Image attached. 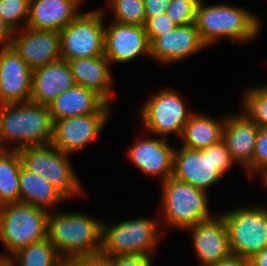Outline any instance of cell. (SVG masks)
<instances>
[{
  "label": "cell",
  "mask_w": 267,
  "mask_h": 266,
  "mask_svg": "<svg viewBox=\"0 0 267 266\" xmlns=\"http://www.w3.org/2000/svg\"><path fill=\"white\" fill-rule=\"evenodd\" d=\"M261 175L263 179L267 175V127H260L253 155V174Z\"/></svg>",
  "instance_id": "1f68e13d"
},
{
  "label": "cell",
  "mask_w": 267,
  "mask_h": 266,
  "mask_svg": "<svg viewBox=\"0 0 267 266\" xmlns=\"http://www.w3.org/2000/svg\"><path fill=\"white\" fill-rule=\"evenodd\" d=\"M161 184L160 210L165 225L161 224L165 228L186 230L215 216L209 211L207 191L172 176Z\"/></svg>",
  "instance_id": "5b68a950"
},
{
  "label": "cell",
  "mask_w": 267,
  "mask_h": 266,
  "mask_svg": "<svg viewBox=\"0 0 267 266\" xmlns=\"http://www.w3.org/2000/svg\"><path fill=\"white\" fill-rule=\"evenodd\" d=\"M172 0H144L146 18L165 13Z\"/></svg>",
  "instance_id": "d590c367"
},
{
  "label": "cell",
  "mask_w": 267,
  "mask_h": 266,
  "mask_svg": "<svg viewBox=\"0 0 267 266\" xmlns=\"http://www.w3.org/2000/svg\"><path fill=\"white\" fill-rule=\"evenodd\" d=\"M74 85L68 61L60 59L32 71L30 101L48 106L61 93Z\"/></svg>",
  "instance_id": "44dd1931"
},
{
  "label": "cell",
  "mask_w": 267,
  "mask_h": 266,
  "mask_svg": "<svg viewBox=\"0 0 267 266\" xmlns=\"http://www.w3.org/2000/svg\"><path fill=\"white\" fill-rule=\"evenodd\" d=\"M235 164L223 139L203 150L175 149L172 177L206 189L218 183Z\"/></svg>",
  "instance_id": "277c9868"
},
{
  "label": "cell",
  "mask_w": 267,
  "mask_h": 266,
  "mask_svg": "<svg viewBox=\"0 0 267 266\" xmlns=\"http://www.w3.org/2000/svg\"><path fill=\"white\" fill-rule=\"evenodd\" d=\"M112 266H153V256L126 254L110 257Z\"/></svg>",
  "instance_id": "836d02e7"
},
{
  "label": "cell",
  "mask_w": 267,
  "mask_h": 266,
  "mask_svg": "<svg viewBox=\"0 0 267 266\" xmlns=\"http://www.w3.org/2000/svg\"><path fill=\"white\" fill-rule=\"evenodd\" d=\"M157 221L141 217L110 225L102 222L100 253L109 257L126 254L154 256L162 234L158 230L161 222Z\"/></svg>",
  "instance_id": "52a82bcc"
},
{
  "label": "cell",
  "mask_w": 267,
  "mask_h": 266,
  "mask_svg": "<svg viewBox=\"0 0 267 266\" xmlns=\"http://www.w3.org/2000/svg\"><path fill=\"white\" fill-rule=\"evenodd\" d=\"M10 259L16 266H66V261L48 238L18 250Z\"/></svg>",
  "instance_id": "4316f807"
},
{
  "label": "cell",
  "mask_w": 267,
  "mask_h": 266,
  "mask_svg": "<svg viewBox=\"0 0 267 266\" xmlns=\"http://www.w3.org/2000/svg\"><path fill=\"white\" fill-rule=\"evenodd\" d=\"M225 118L215 119L201 112H194L184 125L180 139L185 148L203 150L223 138Z\"/></svg>",
  "instance_id": "d4e9b609"
},
{
  "label": "cell",
  "mask_w": 267,
  "mask_h": 266,
  "mask_svg": "<svg viewBox=\"0 0 267 266\" xmlns=\"http://www.w3.org/2000/svg\"><path fill=\"white\" fill-rule=\"evenodd\" d=\"M20 203L50 212L67 199L44 177L27 170L23 165L19 175ZM49 210V211H48Z\"/></svg>",
  "instance_id": "cb8c5ba5"
},
{
  "label": "cell",
  "mask_w": 267,
  "mask_h": 266,
  "mask_svg": "<svg viewBox=\"0 0 267 266\" xmlns=\"http://www.w3.org/2000/svg\"><path fill=\"white\" fill-rule=\"evenodd\" d=\"M11 46L32 71L61 58L60 32L28 27L13 32Z\"/></svg>",
  "instance_id": "4fadbf2b"
},
{
  "label": "cell",
  "mask_w": 267,
  "mask_h": 266,
  "mask_svg": "<svg viewBox=\"0 0 267 266\" xmlns=\"http://www.w3.org/2000/svg\"><path fill=\"white\" fill-rule=\"evenodd\" d=\"M151 55L144 26L113 22L104 29V56L111 64L128 63L140 55Z\"/></svg>",
  "instance_id": "2e32d148"
},
{
  "label": "cell",
  "mask_w": 267,
  "mask_h": 266,
  "mask_svg": "<svg viewBox=\"0 0 267 266\" xmlns=\"http://www.w3.org/2000/svg\"><path fill=\"white\" fill-rule=\"evenodd\" d=\"M251 266H267V248L255 254L251 259Z\"/></svg>",
  "instance_id": "f35d334b"
},
{
  "label": "cell",
  "mask_w": 267,
  "mask_h": 266,
  "mask_svg": "<svg viewBox=\"0 0 267 266\" xmlns=\"http://www.w3.org/2000/svg\"><path fill=\"white\" fill-rule=\"evenodd\" d=\"M167 142L158 136L142 138L128 147V158L141 172L163 182L173 175L175 147Z\"/></svg>",
  "instance_id": "e0dca14e"
},
{
  "label": "cell",
  "mask_w": 267,
  "mask_h": 266,
  "mask_svg": "<svg viewBox=\"0 0 267 266\" xmlns=\"http://www.w3.org/2000/svg\"><path fill=\"white\" fill-rule=\"evenodd\" d=\"M238 206L221 212L233 255L251 259L267 248V206Z\"/></svg>",
  "instance_id": "9c48e42d"
},
{
  "label": "cell",
  "mask_w": 267,
  "mask_h": 266,
  "mask_svg": "<svg viewBox=\"0 0 267 266\" xmlns=\"http://www.w3.org/2000/svg\"><path fill=\"white\" fill-rule=\"evenodd\" d=\"M102 220L80 212H49L47 238L67 262L101 251Z\"/></svg>",
  "instance_id": "3957f363"
},
{
  "label": "cell",
  "mask_w": 267,
  "mask_h": 266,
  "mask_svg": "<svg viewBox=\"0 0 267 266\" xmlns=\"http://www.w3.org/2000/svg\"><path fill=\"white\" fill-rule=\"evenodd\" d=\"M66 266H112V262L109 256L97 253L71 258L66 262Z\"/></svg>",
  "instance_id": "e575fe53"
},
{
  "label": "cell",
  "mask_w": 267,
  "mask_h": 266,
  "mask_svg": "<svg viewBox=\"0 0 267 266\" xmlns=\"http://www.w3.org/2000/svg\"><path fill=\"white\" fill-rule=\"evenodd\" d=\"M76 85L83 86L99 94L110 104L113 85L111 63L103 55L94 58H76L68 60Z\"/></svg>",
  "instance_id": "603a6c76"
},
{
  "label": "cell",
  "mask_w": 267,
  "mask_h": 266,
  "mask_svg": "<svg viewBox=\"0 0 267 266\" xmlns=\"http://www.w3.org/2000/svg\"><path fill=\"white\" fill-rule=\"evenodd\" d=\"M49 212L24 203L0 206V241L10 258L18 250L47 238Z\"/></svg>",
  "instance_id": "8992f818"
},
{
  "label": "cell",
  "mask_w": 267,
  "mask_h": 266,
  "mask_svg": "<svg viewBox=\"0 0 267 266\" xmlns=\"http://www.w3.org/2000/svg\"><path fill=\"white\" fill-rule=\"evenodd\" d=\"M22 165L49 181L66 199L84 191L67 154L52 144L19 149Z\"/></svg>",
  "instance_id": "ba28073f"
},
{
  "label": "cell",
  "mask_w": 267,
  "mask_h": 266,
  "mask_svg": "<svg viewBox=\"0 0 267 266\" xmlns=\"http://www.w3.org/2000/svg\"><path fill=\"white\" fill-rule=\"evenodd\" d=\"M177 25L169 18L167 13H161L155 17L146 18L144 23L145 32L150 44L157 38L174 30Z\"/></svg>",
  "instance_id": "d6a6232c"
},
{
  "label": "cell",
  "mask_w": 267,
  "mask_h": 266,
  "mask_svg": "<svg viewBox=\"0 0 267 266\" xmlns=\"http://www.w3.org/2000/svg\"><path fill=\"white\" fill-rule=\"evenodd\" d=\"M13 31L0 17V47H7L11 45Z\"/></svg>",
  "instance_id": "74e56055"
},
{
  "label": "cell",
  "mask_w": 267,
  "mask_h": 266,
  "mask_svg": "<svg viewBox=\"0 0 267 266\" xmlns=\"http://www.w3.org/2000/svg\"><path fill=\"white\" fill-rule=\"evenodd\" d=\"M110 113L78 115L54 121L51 144L57 149L74 154L92 142L104 129Z\"/></svg>",
  "instance_id": "7c38bea8"
},
{
  "label": "cell",
  "mask_w": 267,
  "mask_h": 266,
  "mask_svg": "<svg viewBox=\"0 0 267 266\" xmlns=\"http://www.w3.org/2000/svg\"><path fill=\"white\" fill-rule=\"evenodd\" d=\"M243 113L259 127H267V85L245 90Z\"/></svg>",
  "instance_id": "83f0119b"
},
{
  "label": "cell",
  "mask_w": 267,
  "mask_h": 266,
  "mask_svg": "<svg viewBox=\"0 0 267 266\" xmlns=\"http://www.w3.org/2000/svg\"><path fill=\"white\" fill-rule=\"evenodd\" d=\"M193 113L176 91L165 88L145 101L140 116L148 134L165 138L171 134L181 137Z\"/></svg>",
  "instance_id": "8fae6325"
},
{
  "label": "cell",
  "mask_w": 267,
  "mask_h": 266,
  "mask_svg": "<svg viewBox=\"0 0 267 266\" xmlns=\"http://www.w3.org/2000/svg\"><path fill=\"white\" fill-rule=\"evenodd\" d=\"M21 167L19 150L0 149V206L20 202Z\"/></svg>",
  "instance_id": "484cf974"
},
{
  "label": "cell",
  "mask_w": 267,
  "mask_h": 266,
  "mask_svg": "<svg viewBox=\"0 0 267 266\" xmlns=\"http://www.w3.org/2000/svg\"><path fill=\"white\" fill-rule=\"evenodd\" d=\"M94 10L80 13L60 31L63 60L104 55L105 12L101 8Z\"/></svg>",
  "instance_id": "30bf717a"
},
{
  "label": "cell",
  "mask_w": 267,
  "mask_h": 266,
  "mask_svg": "<svg viewBox=\"0 0 267 266\" xmlns=\"http://www.w3.org/2000/svg\"><path fill=\"white\" fill-rule=\"evenodd\" d=\"M110 106L93 90L76 84L48 105L53 122L78 115L111 113Z\"/></svg>",
  "instance_id": "7402d4cb"
},
{
  "label": "cell",
  "mask_w": 267,
  "mask_h": 266,
  "mask_svg": "<svg viewBox=\"0 0 267 266\" xmlns=\"http://www.w3.org/2000/svg\"><path fill=\"white\" fill-rule=\"evenodd\" d=\"M0 266H16L10 258L0 257Z\"/></svg>",
  "instance_id": "ab89813d"
},
{
  "label": "cell",
  "mask_w": 267,
  "mask_h": 266,
  "mask_svg": "<svg viewBox=\"0 0 267 266\" xmlns=\"http://www.w3.org/2000/svg\"><path fill=\"white\" fill-rule=\"evenodd\" d=\"M205 4L199 1L194 24L207 47L225 37L231 43L241 44L259 35L261 20L250 10L230 4Z\"/></svg>",
  "instance_id": "7a4b0ae2"
},
{
  "label": "cell",
  "mask_w": 267,
  "mask_h": 266,
  "mask_svg": "<svg viewBox=\"0 0 267 266\" xmlns=\"http://www.w3.org/2000/svg\"><path fill=\"white\" fill-rule=\"evenodd\" d=\"M211 266H251V262L248 258L231 254L229 257Z\"/></svg>",
  "instance_id": "8d00e7d4"
},
{
  "label": "cell",
  "mask_w": 267,
  "mask_h": 266,
  "mask_svg": "<svg viewBox=\"0 0 267 266\" xmlns=\"http://www.w3.org/2000/svg\"><path fill=\"white\" fill-rule=\"evenodd\" d=\"M53 125L47 105L31 101L2 104L0 105V149L19 150L27 146L51 144Z\"/></svg>",
  "instance_id": "6da1fadb"
},
{
  "label": "cell",
  "mask_w": 267,
  "mask_h": 266,
  "mask_svg": "<svg viewBox=\"0 0 267 266\" xmlns=\"http://www.w3.org/2000/svg\"><path fill=\"white\" fill-rule=\"evenodd\" d=\"M28 11L29 0H0V17L13 32L26 27Z\"/></svg>",
  "instance_id": "f546056e"
},
{
  "label": "cell",
  "mask_w": 267,
  "mask_h": 266,
  "mask_svg": "<svg viewBox=\"0 0 267 266\" xmlns=\"http://www.w3.org/2000/svg\"><path fill=\"white\" fill-rule=\"evenodd\" d=\"M200 0H172L166 13L177 26L195 23Z\"/></svg>",
  "instance_id": "4dcf8cb0"
},
{
  "label": "cell",
  "mask_w": 267,
  "mask_h": 266,
  "mask_svg": "<svg viewBox=\"0 0 267 266\" xmlns=\"http://www.w3.org/2000/svg\"><path fill=\"white\" fill-rule=\"evenodd\" d=\"M82 1L84 0H29L26 27L60 32L81 13L79 5Z\"/></svg>",
  "instance_id": "ffe728a7"
},
{
  "label": "cell",
  "mask_w": 267,
  "mask_h": 266,
  "mask_svg": "<svg viewBox=\"0 0 267 266\" xmlns=\"http://www.w3.org/2000/svg\"><path fill=\"white\" fill-rule=\"evenodd\" d=\"M262 182H264L265 187H267V175L262 179Z\"/></svg>",
  "instance_id": "60d3db41"
},
{
  "label": "cell",
  "mask_w": 267,
  "mask_h": 266,
  "mask_svg": "<svg viewBox=\"0 0 267 266\" xmlns=\"http://www.w3.org/2000/svg\"><path fill=\"white\" fill-rule=\"evenodd\" d=\"M186 230L191 232L198 266H211L232 254L227 226L220 213Z\"/></svg>",
  "instance_id": "9a60e30c"
},
{
  "label": "cell",
  "mask_w": 267,
  "mask_h": 266,
  "mask_svg": "<svg viewBox=\"0 0 267 266\" xmlns=\"http://www.w3.org/2000/svg\"><path fill=\"white\" fill-rule=\"evenodd\" d=\"M32 70L10 45L0 47V105L30 102Z\"/></svg>",
  "instance_id": "5bb4252c"
},
{
  "label": "cell",
  "mask_w": 267,
  "mask_h": 266,
  "mask_svg": "<svg viewBox=\"0 0 267 266\" xmlns=\"http://www.w3.org/2000/svg\"><path fill=\"white\" fill-rule=\"evenodd\" d=\"M106 3L113 11V22L144 26L146 20L144 0H107Z\"/></svg>",
  "instance_id": "f1b7e54d"
},
{
  "label": "cell",
  "mask_w": 267,
  "mask_h": 266,
  "mask_svg": "<svg viewBox=\"0 0 267 266\" xmlns=\"http://www.w3.org/2000/svg\"><path fill=\"white\" fill-rule=\"evenodd\" d=\"M195 24L176 26L174 30L157 37L151 44L150 58L160 63L172 64L187 59L206 49Z\"/></svg>",
  "instance_id": "d6986e66"
},
{
  "label": "cell",
  "mask_w": 267,
  "mask_h": 266,
  "mask_svg": "<svg viewBox=\"0 0 267 266\" xmlns=\"http://www.w3.org/2000/svg\"><path fill=\"white\" fill-rule=\"evenodd\" d=\"M259 126L244 113L225 116L223 140L236 164L244 166L253 178V155Z\"/></svg>",
  "instance_id": "ac0fdd59"
}]
</instances>
